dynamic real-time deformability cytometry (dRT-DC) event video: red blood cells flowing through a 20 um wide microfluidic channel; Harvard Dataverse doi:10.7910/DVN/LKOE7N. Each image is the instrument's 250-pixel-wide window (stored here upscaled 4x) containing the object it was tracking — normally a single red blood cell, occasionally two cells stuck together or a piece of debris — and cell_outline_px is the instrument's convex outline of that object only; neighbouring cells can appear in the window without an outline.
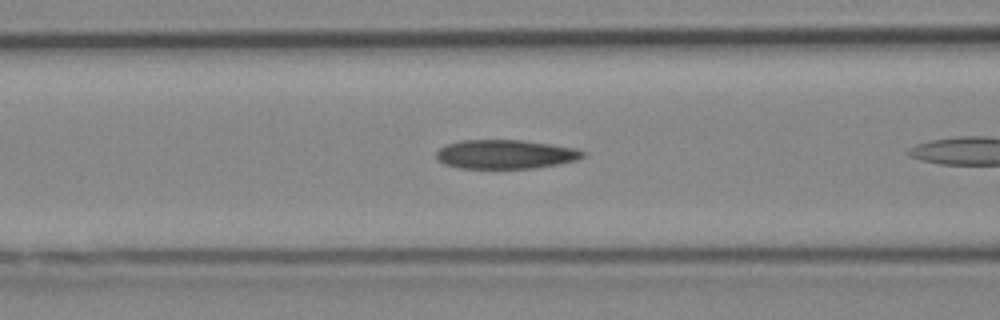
{"species": "Egyptian fruit bat (a non-hibernating species)", "species_latin": "Rousettus aegyptiacus", "temperature_condition": "cold", "stored_images_in_passage": 5, "camera_frame_rate_fps": 3000, "um_per_image_px": 0.085, "animal": {"sex": "female"}, "frame": {"image": 1, "passage_image": 3, "time_ms": 0.667, "image_size_px": [1000, 320], "cell_outline_px": [[584, 156], [576, 160], [560, 164], [532, 168], [460, 168], [444, 164], [436, 160], [436, 152], [440, 148], [448, 144], [464, 140], [524, 140], [552, 144], [576, 148], [584, 152]], "centroid_in_image_um": [42.96, 13.11], "position_along_channel_um": 123.6, "area_um2": 24.8}}